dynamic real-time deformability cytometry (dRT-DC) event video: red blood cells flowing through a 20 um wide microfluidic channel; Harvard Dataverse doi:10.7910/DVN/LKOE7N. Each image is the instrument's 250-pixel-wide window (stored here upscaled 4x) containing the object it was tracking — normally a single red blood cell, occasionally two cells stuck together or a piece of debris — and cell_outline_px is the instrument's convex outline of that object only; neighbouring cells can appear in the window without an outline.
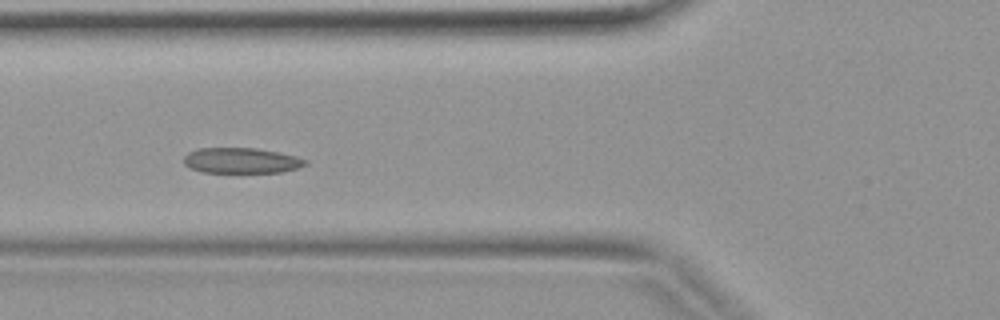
{"species": "common noctule bat (a hibernating species)", "species_latin": "Nyctalus noctula", "temperature_condition": "warm", "stored_images_in_passage": 30, "camera_frame_rate_fps": 3000, "um_per_image_px": 0.085, "animal": {"sex": "female", "body_mass_g": 19.9}, "frame": {"image": 1, "passage_image": 9, "time_ms": 2.667, "image_size_px": [1000, 320], "cell_outline_px": [[308, 164], [296, 168], [280, 172], [204, 172], [188, 168], [184, 164], [184, 156], [188, 152], [196, 148], [256, 148], [280, 152], [296, 156], [308, 160]], "centroid_in_image_um": [20.5, 13.64], "position_along_channel_um": 105.3, "area_um2": 18.15}}
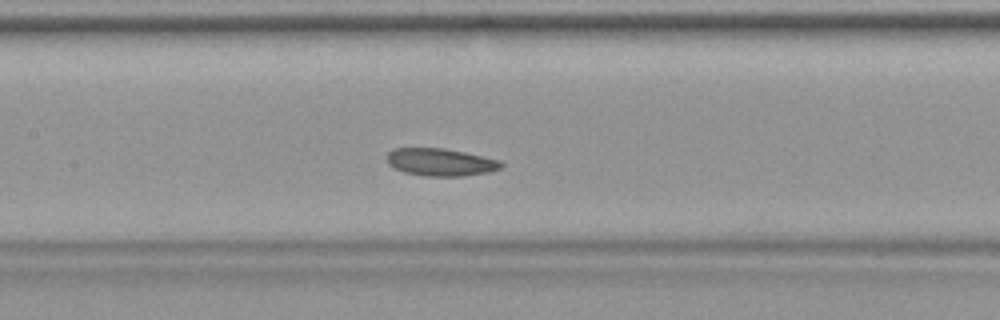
{"frame": {"image": 2, "passage_image": 13, "time_ms": 4.0, "image_size_px": [1000, 320], "cell_outline_px": [[504, 164], [500, 168], [488, 172], [464, 176], [428, 176], [404, 172], [388, 164], [388, 152], [392, 148], [444, 148], [464, 152], [500, 160]], "centroid_in_image_um": [37.45, 13.78], "position_along_channel_um": 169.9, "area_um2": 18.21}}